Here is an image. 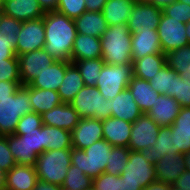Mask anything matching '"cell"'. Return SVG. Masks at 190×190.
Returning a JSON list of instances; mask_svg holds the SVG:
<instances>
[{
	"mask_svg": "<svg viewBox=\"0 0 190 190\" xmlns=\"http://www.w3.org/2000/svg\"><path fill=\"white\" fill-rule=\"evenodd\" d=\"M132 62L151 54H164L157 30H140L131 37Z\"/></svg>",
	"mask_w": 190,
	"mask_h": 190,
	"instance_id": "obj_17",
	"label": "cell"
},
{
	"mask_svg": "<svg viewBox=\"0 0 190 190\" xmlns=\"http://www.w3.org/2000/svg\"><path fill=\"white\" fill-rule=\"evenodd\" d=\"M25 86L30 90V104L35 113L42 114L63 103L57 91Z\"/></svg>",
	"mask_w": 190,
	"mask_h": 190,
	"instance_id": "obj_31",
	"label": "cell"
},
{
	"mask_svg": "<svg viewBox=\"0 0 190 190\" xmlns=\"http://www.w3.org/2000/svg\"><path fill=\"white\" fill-rule=\"evenodd\" d=\"M180 78L183 80L190 82V72H183L180 74Z\"/></svg>",
	"mask_w": 190,
	"mask_h": 190,
	"instance_id": "obj_57",
	"label": "cell"
},
{
	"mask_svg": "<svg viewBox=\"0 0 190 190\" xmlns=\"http://www.w3.org/2000/svg\"><path fill=\"white\" fill-rule=\"evenodd\" d=\"M21 85L22 83H16L15 81H0V98L16 94Z\"/></svg>",
	"mask_w": 190,
	"mask_h": 190,
	"instance_id": "obj_49",
	"label": "cell"
},
{
	"mask_svg": "<svg viewBox=\"0 0 190 190\" xmlns=\"http://www.w3.org/2000/svg\"><path fill=\"white\" fill-rule=\"evenodd\" d=\"M7 141L16 164L35 166L36 158L44 152V124L35 130L14 131Z\"/></svg>",
	"mask_w": 190,
	"mask_h": 190,
	"instance_id": "obj_3",
	"label": "cell"
},
{
	"mask_svg": "<svg viewBox=\"0 0 190 190\" xmlns=\"http://www.w3.org/2000/svg\"><path fill=\"white\" fill-rule=\"evenodd\" d=\"M162 15V9L144 0H136L128 20L130 32L140 30H157Z\"/></svg>",
	"mask_w": 190,
	"mask_h": 190,
	"instance_id": "obj_13",
	"label": "cell"
},
{
	"mask_svg": "<svg viewBox=\"0 0 190 190\" xmlns=\"http://www.w3.org/2000/svg\"><path fill=\"white\" fill-rule=\"evenodd\" d=\"M132 123L109 117L102 120L103 139L112 146L128 147L131 137Z\"/></svg>",
	"mask_w": 190,
	"mask_h": 190,
	"instance_id": "obj_23",
	"label": "cell"
},
{
	"mask_svg": "<svg viewBox=\"0 0 190 190\" xmlns=\"http://www.w3.org/2000/svg\"><path fill=\"white\" fill-rule=\"evenodd\" d=\"M17 37L7 38L0 33V62L16 57Z\"/></svg>",
	"mask_w": 190,
	"mask_h": 190,
	"instance_id": "obj_48",
	"label": "cell"
},
{
	"mask_svg": "<svg viewBox=\"0 0 190 190\" xmlns=\"http://www.w3.org/2000/svg\"><path fill=\"white\" fill-rule=\"evenodd\" d=\"M61 190H71V189H66V188L61 187Z\"/></svg>",
	"mask_w": 190,
	"mask_h": 190,
	"instance_id": "obj_62",
	"label": "cell"
},
{
	"mask_svg": "<svg viewBox=\"0 0 190 190\" xmlns=\"http://www.w3.org/2000/svg\"><path fill=\"white\" fill-rule=\"evenodd\" d=\"M185 24H186V33H187L186 35L188 37V41H189V44H190V20Z\"/></svg>",
	"mask_w": 190,
	"mask_h": 190,
	"instance_id": "obj_58",
	"label": "cell"
},
{
	"mask_svg": "<svg viewBox=\"0 0 190 190\" xmlns=\"http://www.w3.org/2000/svg\"><path fill=\"white\" fill-rule=\"evenodd\" d=\"M58 12L66 15L68 18L75 20L81 14L87 11L85 0H59Z\"/></svg>",
	"mask_w": 190,
	"mask_h": 190,
	"instance_id": "obj_41",
	"label": "cell"
},
{
	"mask_svg": "<svg viewBox=\"0 0 190 190\" xmlns=\"http://www.w3.org/2000/svg\"><path fill=\"white\" fill-rule=\"evenodd\" d=\"M157 180L173 185L185 171L183 154H165L154 163Z\"/></svg>",
	"mask_w": 190,
	"mask_h": 190,
	"instance_id": "obj_21",
	"label": "cell"
},
{
	"mask_svg": "<svg viewBox=\"0 0 190 190\" xmlns=\"http://www.w3.org/2000/svg\"><path fill=\"white\" fill-rule=\"evenodd\" d=\"M0 190H6V172L0 169Z\"/></svg>",
	"mask_w": 190,
	"mask_h": 190,
	"instance_id": "obj_55",
	"label": "cell"
},
{
	"mask_svg": "<svg viewBox=\"0 0 190 190\" xmlns=\"http://www.w3.org/2000/svg\"><path fill=\"white\" fill-rule=\"evenodd\" d=\"M85 86L83 78L77 66L67 61V69L64 79L58 88V94L63 103H70L76 94Z\"/></svg>",
	"mask_w": 190,
	"mask_h": 190,
	"instance_id": "obj_28",
	"label": "cell"
},
{
	"mask_svg": "<svg viewBox=\"0 0 190 190\" xmlns=\"http://www.w3.org/2000/svg\"><path fill=\"white\" fill-rule=\"evenodd\" d=\"M77 33L101 37L108 25L102 12L86 11L74 20Z\"/></svg>",
	"mask_w": 190,
	"mask_h": 190,
	"instance_id": "obj_29",
	"label": "cell"
},
{
	"mask_svg": "<svg viewBox=\"0 0 190 190\" xmlns=\"http://www.w3.org/2000/svg\"><path fill=\"white\" fill-rule=\"evenodd\" d=\"M181 107H190V82L180 78V75L174 77L173 96Z\"/></svg>",
	"mask_w": 190,
	"mask_h": 190,
	"instance_id": "obj_42",
	"label": "cell"
},
{
	"mask_svg": "<svg viewBox=\"0 0 190 190\" xmlns=\"http://www.w3.org/2000/svg\"><path fill=\"white\" fill-rule=\"evenodd\" d=\"M0 81L21 83L18 56L0 62Z\"/></svg>",
	"mask_w": 190,
	"mask_h": 190,
	"instance_id": "obj_40",
	"label": "cell"
},
{
	"mask_svg": "<svg viewBox=\"0 0 190 190\" xmlns=\"http://www.w3.org/2000/svg\"><path fill=\"white\" fill-rule=\"evenodd\" d=\"M42 124L71 132L79 123L80 117L70 103H62L41 114Z\"/></svg>",
	"mask_w": 190,
	"mask_h": 190,
	"instance_id": "obj_18",
	"label": "cell"
},
{
	"mask_svg": "<svg viewBox=\"0 0 190 190\" xmlns=\"http://www.w3.org/2000/svg\"><path fill=\"white\" fill-rule=\"evenodd\" d=\"M20 78L22 85H29L38 73H41L47 65H52L55 58L51 57L44 49L30 51L18 55Z\"/></svg>",
	"mask_w": 190,
	"mask_h": 190,
	"instance_id": "obj_14",
	"label": "cell"
},
{
	"mask_svg": "<svg viewBox=\"0 0 190 190\" xmlns=\"http://www.w3.org/2000/svg\"><path fill=\"white\" fill-rule=\"evenodd\" d=\"M4 0H0V9L3 8Z\"/></svg>",
	"mask_w": 190,
	"mask_h": 190,
	"instance_id": "obj_60",
	"label": "cell"
},
{
	"mask_svg": "<svg viewBox=\"0 0 190 190\" xmlns=\"http://www.w3.org/2000/svg\"><path fill=\"white\" fill-rule=\"evenodd\" d=\"M45 44L43 49L56 60L71 61L77 30L74 20L58 11L44 15Z\"/></svg>",
	"mask_w": 190,
	"mask_h": 190,
	"instance_id": "obj_1",
	"label": "cell"
},
{
	"mask_svg": "<svg viewBox=\"0 0 190 190\" xmlns=\"http://www.w3.org/2000/svg\"><path fill=\"white\" fill-rule=\"evenodd\" d=\"M134 97V101L143 113H148L160 93L155 91L150 82L133 76L127 87Z\"/></svg>",
	"mask_w": 190,
	"mask_h": 190,
	"instance_id": "obj_27",
	"label": "cell"
},
{
	"mask_svg": "<svg viewBox=\"0 0 190 190\" xmlns=\"http://www.w3.org/2000/svg\"><path fill=\"white\" fill-rule=\"evenodd\" d=\"M133 76L150 81L166 65L165 54H151L134 60Z\"/></svg>",
	"mask_w": 190,
	"mask_h": 190,
	"instance_id": "obj_32",
	"label": "cell"
},
{
	"mask_svg": "<svg viewBox=\"0 0 190 190\" xmlns=\"http://www.w3.org/2000/svg\"><path fill=\"white\" fill-rule=\"evenodd\" d=\"M133 78V65L104 64L96 87L106 98L113 100L118 93L126 89Z\"/></svg>",
	"mask_w": 190,
	"mask_h": 190,
	"instance_id": "obj_9",
	"label": "cell"
},
{
	"mask_svg": "<svg viewBox=\"0 0 190 190\" xmlns=\"http://www.w3.org/2000/svg\"><path fill=\"white\" fill-rule=\"evenodd\" d=\"M41 114L32 112L22 116L16 126L15 131H30L42 126Z\"/></svg>",
	"mask_w": 190,
	"mask_h": 190,
	"instance_id": "obj_47",
	"label": "cell"
},
{
	"mask_svg": "<svg viewBox=\"0 0 190 190\" xmlns=\"http://www.w3.org/2000/svg\"><path fill=\"white\" fill-rule=\"evenodd\" d=\"M157 32L163 53L174 51L189 44L186 35V24L163 13L158 24Z\"/></svg>",
	"mask_w": 190,
	"mask_h": 190,
	"instance_id": "obj_10",
	"label": "cell"
},
{
	"mask_svg": "<svg viewBox=\"0 0 190 190\" xmlns=\"http://www.w3.org/2000/svg\"><path fill=\"white\" fill-rule=\"evenodd\" d=\"M130 149L128 147L113 146L110 152L105 172L111 175H120L123 173L125 166L128 163Z\"/></svg>",
	"mask_w": 190,
	"mask_h": 190,
	"instance_id": "obj_39",
	"label": "cell"
},
{
	"mask_svg": "<svg viewBox=\"0 0 190 190\" xmlns=\"http://www.w3.org/2000/svg\"><path fill=\"white\" fill-rule=\"evenodd\" d=\"M155 180L154 163L146 153L130 150L128 163L119 175V190H142Z\"/></svg>",
	"mask_w": 190,
	"mask_h": 190,
	"instance_id": "obj_4",
	"label": "cell"
},
{
	"mask_svg": "<svg viewBox=\"0 0 190 190\" xmlns=\"http://www.w3.org/2000/svg\"><path fill=\"white\" fill-rule=\"evenodd\" d=\"M160 126L147 113H143L132 123L131 137L128 148L131 151L145 152L154 145Z\"/></svg>",
	"mask_w": 190,
	"mask_h": 190,
	"instance_id": "obj_11",
	"label": "cell"
},
{
	"mask_svg": "<svg viewBox=\"0 0 190 190\" xmlns=\"http://www.w3.org/2000/svg\"><path fill=\"white\" fill-rule=\"evenodd\" d=\"M2 12L23 22L42 18L46 13L38 0H4Z\"/></svg>",
	"mask_w": 190,
	"mask_h": 190,
	"instance_id": "obj_19",
	"label": "cell"
},
{
	"mask_svg": "<svg viewBox=\"0 0 190 190\" xmlns=\"http://www.w3.org/2000/svg\"><path fill=\"white\" fill-rule=\"evenodd\" d=\"M16 56L30 51L43 49L45 44L44 16L24 21L18 33Z\"/></svg>",
	"mask_w": 190,
	"mask_h": 190,
	"instance_id": "obj_12",
	"label": "cell"
},
{
	"mask_svg": "<svg viewBox=\"0 0 190 190\" xmlns=\"http://www.w3.org/2000/svg\"><path fill=\"white\" fill-rule=\"evenodd\" d=\"M171 140L173 154L190 151V107H181L171 125Z\"/></svg>",
	"mask_w": 190,
	"mask_h": 190,
	"instance_id": "obj_16",
	"label": "cell"
},
{
	"mask_svg": "<svg viewBox=\"0 0 190 190\" xmlns=\"http://www.w3.org/2000/svg\"><path fill=\"white\" fill-rule=\"evenodd\" d=\"M80 71L81 77L83 78L86 86H95L101 70L104 66L102 58H94L90 60H81L73 62Z\"/></svg>",
	"mask_w": 190,
	"mask_h": 190,
	"instance_id": "obj_36",
	"label": "cell"
},
{
	"mask_svg": "<svg viewBox=\"0 0 190 190\" xmlns=\"http://www.w3.org/2000/svg\"><path fill=\"white\" fill-rule=\"evenodd\" d=\"M80 118L105 120L111 117L110 99H106L96 86H84L70 102Z\"/></svg>",
	"mask_w": 190,
	"mask_h": 190,
	"instance_id": "obj_8",
	"label": "cell"
},
{
	"mask_svg": "<svg viewBox=\"0 0 190 190\" xmlns=\"http://www.w3.org/2000/svg\"><path fill=\"white\" fill-rule=\"evenodd\" d=\"M72 149L46 150L36 158L38 180L62 186L71 165Z\"/></svg>",
	"mask_w": 190,
	"mask_h": 190,
	"instance_id": "obj_7",
	"label": "cell"
},
{
	"mask_svg": "<svg viewBox=\"0 0 190 190\" xmlns=\"http://www.w3.org/2000/svg\"><path fill=\"white\" fill-rule=\"evenodd\" d=\"M107 0H85L87 11L102 12Z\"/></svg>",
	"mask_w": 190,
	"mask_h": 190,
	"instance_id": "obj_51",
	"label": "cell"
},
{
	"mask_svg": "<svg viewBox=\"0 0 190 190\" xmlns=\"http://www.w3.org/2000/svg\"><path fill=\"white\" fill-rule=\"evenodd\" d=\"M185 170L190 171V151L183 155Z\"/></svg>",
	"mask_w": 190,
	"mask_h": 190,
	"instance_id": "obj_56",
	"label": "cell"
},
{
	"mask_svg": "<svg viewBox=\"0 0 190 190\" xmlns=\"http://www.w3.org/2000/svg\"><path fill=\"white\" fill-rule=\"evenodd\" d=\"M136 0H107L102 13L107 25L127 24Z\"/></svg>",
	"mask_w": 190,
	"mask_h": 190,
	"instance_id": "obj_30",
	"label": "cell"
},
{
	"mask_svg": "<svg viewBox=\"0 0 190 190\" xmlns=\"http://www.w3.org/2000/svg\"><path fill=\"white\" fill-rule=\"evenodd\" d=\"M131 37L132 33L127 24L108 26L100 37L104 63L111 65L132 64Z\"/></svg>",
	"mask_w": 190,
	"mask_h": 190,
	"instance_id": "obj_2",
	"label": "cell"
},
{
	"mask_svg": "<svg viewBox=\"0 0 190 190\" xmlns=\"http://www.w3.org/2000/svg\"><path fill=\"white\" fill-rule=\"evenodd\" d=\"M180 109V104L173 97L160 94L147 114L160 127H169L174 123Z\"/></svg>",
	"mask_w": 190,
	"mask_h": 190,
	"instance_id": "obj_20",
	"label": "cell"
},
{
	"mask_svg": "<svg viewBox=\"0 0 190 190\" xmlns=\"http://www.w3.org/2000/svg\"><path fill=\"white\" fill-rule=\"evenodd\" d=\"M92 181L90 176L71 164L61 187L71 190H88L92 188Z\"/></svg>",
	"mask_w": 190,
	"mask_h": 190,
	"instance_id": "obj_38",
	"label": "cell"
},
{
	"mask_svg": "<svg viewBox=\"0 0 190 190\" xmlns=\"http://www.w3.org/2000/svg\"><path fill=\"white\" fill-rule=\"evenodd\" d=\"M165 54L166 65L173 69L178 75L190 72V44L180 47Z\"/></svg>",
	"mask_w": 190,
	"mask_h": 190,
	"instance_id": "obj_35",
	"label": "cell"
},
{
	"mask_svg": "<svg viewBox=\"0 0 190 190\" xmlns=\"http://www.w3.org/2000/svg\"><path fill=\"white\" fill-rule=\"evenodd\" d=\"M72 146L85 149L103 139L102 120L97 118H80L77 126L71 131Z\"/></svg>",
	"mask_w": 190,
	"mask_h": 190,
	"instance_id": "obj_15",
	"label": "cell"
},
{
	"mask_svg": "<svg viewBox=\"0 0 190 190\" xmlns=\"http://www.w3.org/2000/svg\"><path fill=\"white\" fill-rule=\"evenodd\" d=\"M144 1L149 2L160 9H163L164 7L168 6L169 4L173 3L176 0H144Z\"/></svg>",
	"mask_w": 190,
	"mask_h": 190,
	"instance_id": "obj_54",
	"label": "cell"
},
{
	"mask_svg": "<svg viewBox=\"0 0 190 190\" xmlns=\"http://www.w3.org/2000/svg\"><path fill=\"white\" fill-rule=\"evenodd\" d=\"M173 190H190V171L185 170L173 184Z\"/></svg>",
	"mask_w": 190,
	"mask_h": 190,
	"instance_id": "obj_50",
	"label": "cell"
},
{
	"mask_svg": "<svg viewBox=\"0 0 190 190\" xmlns=\"http://www.w3.org/2000/svg\"><path fill=\"white\" fill-rule=\"evenodd\" d=\"M112 147L101 139L85 149L72 148L71 164L93 179L105 172Z\"/></svg>",
	"mask_w": 190,
	"mask_h": 190,
	"instance_id": "obj_6",
	"label": "cell"
},
{
	"mask_svg": "<svg viewBox=\"0 0 190 190\" xmlns=\"http://www.w3.org/2000/svg\"><path fill=\"white\" fill-rule=\"evenodd\" d=\"M152 163H156L165 154H173L171 140V126L160 127L158 137L152 147L145 151Z\"/></svg>",
	"mask_w": 190,
	"mask_h": 190,
	"instance_id": "obj_34",
	"label": "cell"
},
{
	"mask_svg": "<svg viewBox=\"0 0 190 190\" xmlns=\"http://www.w3.org/2000/svg\"><path fill=\"white\" fill-rule=\"evenodd\" d=\"M110 114L111 117L133 123L143 114V112L134 101V97L130 90L126 88L118 93L113 100H110Z\"/></svg>",
	"mask_w": 190,
	"mask_h": 190,
	"instance_id": "obj_22",
	"label": "cell"
},
{
	"mask_svg": "<svg viewBox=\"0 0 190 190\" xmlns=\"http://www.w3.org/2000/svg\"><path fill=\"white\" fill-rule=\"evenodd\" d=\"M177 1H180L182 3H186V4H189L190 5V0H177Z\"/></svg>",
	"mask_w": 190,
	"mask_h": 190,
	"instance_id": "obj_59",
	"label": "cell"
},
{
	"mask_svg": "<svg viewBox=\"0 0 190 190\" xmlns=\"http://www.w3.org/2000/svg\"><path fill=\"white\" fill-rule=\"evenodd\" d=\"M177 73L168 65H164L149 81L151 87L160 94L173 96L174 77Z\"/></svg>",
	"mask_w": 190,
	"mask_h": 190,
	"instance_id": "obj_37",
	"label": "cell"
},
{
	"mask_svg": "<svg viewBox=\"0 0 190 190\" xmlns=\"http://www.w3.org/2000/svg\"><path fill=\"white\" fill-rule=\"evenodd\" d=\"M94 58H102L100 38L77 33L73 44L71 62Z\"/></svg>",
	"mask_w": 190,
	"mask_h": 190,
	"instance_id": "obj_26",
	"label": "cell"
},
{
	"mask_svg": "<svg viewBox=\"0 0 190 190\" xmlns=\"http://www.w3.org/2000/svg\"><path fill=\"white\" fill-rule=\"evenodd\" d=\"M38 2L45 12H50L57 10L59 0H38Z\"/></svg>",
	"mask_w": 190,
	"mask_h": 190,
	"instance_id": "obj_52",
	"label": "cell"
},
{
	"mask_svg": "<svg viewBox=\"0 0 190 190\" xmlns=\"http://www.w3.org/2000/svg\"><path fill=\"white\" fill-rule=\"evenodd\" d=\"M38 181L35 166L16 164L6 173V190H33Z\"/></svg>",
	"mask_w": 190,
	"mask_h": 190,
	"instance_id": "obj_24",
	"label": "cell"
},
{
	"mask_svg": "<svg viewBox=\"0 0 190 190\" xmlns=\"http://www.w3.org/2000/svg\"><path fill=\"white\" fill-rule=\"evenodd\" d=\"M92 188L94 190H119V175L103 172L93 178Z\"/></svg>",
	"mask_w": 190,
	"mask_h": 190,
	"instance_id": "obj_44",
	"label": "cell"
},
{
	"mask_svg": "<svg viewBox=\"0 0 190 190\" xmlns=\"http://www.w3.org/2000/svg\"><path fill=\"white\" fill-rule=\"evenodd\" d=\"M67 69V61L57 60L52 65H47L41 73H38L30 84V87L39 89H51L58 91Z\"/></svg>",
	"mask_w": 190,
	"mask_h": 190,
	"instance_id": "obj_25",
	"label": "cell"
},
{
	"mask_svg": "<svg viewBox=\"0 0 190 190\" xmlns=\"http://www.w3.org/2000/svg\"><path fill=\"white\" fill-rule=\"evenodd\" d=\"M32 112L30 90L25 85H21L16 94L0 98V135L14 134L20 118Z\"/></svg>",
	"mask_w": 190,
	"mask_h": 190,
	"instance_id": "obj_5",
	"label": "cell"
},
{
	"mask_svg": "<svg viewBox=\"0 0 190 190\" xmlns=\"http://www.w3.org/2000/svg\"><path fill=\"white\" fill-rule=\"evenodd\" d=\"M2 16H3V12H2V9H0V19Z\"/></svg>",
	"mask_w": 190,
	"mask_h": 190,
	"instance_id": "obj_61",
	"label": "cell"
},
{
	"mask_svg": "<svg viewBox=\"0 0 190 190\" xmlns=\"http://www.w3.org/2000/svg\"><path fill=\"white\" fill-rule=\"evenodd\" d=\"M16 165V161L13 158L12 153L7 141V135H0V169L4 172H8Z\"/></svg>",
	"mask_w": 190,
	"mask_h": 190,
	"instance_id": "obj_45",
	"label": "cell"
},
{
	"mask_svg": "<svg viewBox=\"0 0 190 190\" xmlns=\"http://www.w3.org/2000/svg\"><path fill=\"white\" fill-rule=\"evenodd\" d=\"M23 21L3 15L0 19V33L7 38L18 37Z\"/></svg>",
	"mask_w": 190,
	"mask_h": 190,
	"instance_id": "obj_46",
	"label": "cell"
},
{
	"mask_svg": "<svg viewBox=\"0 0 190 190\" xmlns=\"http://www.w3.org/2000/svg\"><path fill=\"white\" fill-rule=\"evenodd\" d=\"M162 13L181 23H187L190 20V5L176 0L164 7Z\"/></svg>",
	"mask_w": 190,
	"mask_h": 190,
	"instance_id": "obj_43",
	"label": "cell"
},
{
	"mask_svg": "<svg viewBox=\"0 0 190 190\" xmlns=\"http://www.w3.org/2000/svg\"><path fill=\"white\" fill-rule=\"evenodd\" d=\"M72 148L71 132L44 124V151Z\"/></svg>",
	"mask_w": 190,
	"mask_h": 190,
	"instance_id": "obj_33",
	"label": "cell"
},
{
	"mask_svg": "<svg viewBox=\"0 0 190 190\" xmlns=\"http://www.w3.org/2000/svg\"><path fill=\"white\" fill-rule=\"evenodd\" d=\"M33 190H61V186L38 181Z\"/></svg>",
	"mask_w": 190,
	"mask_h": 190,
	"instance_id": "obj_53",
	"label": "cell"
}]
</instances>
